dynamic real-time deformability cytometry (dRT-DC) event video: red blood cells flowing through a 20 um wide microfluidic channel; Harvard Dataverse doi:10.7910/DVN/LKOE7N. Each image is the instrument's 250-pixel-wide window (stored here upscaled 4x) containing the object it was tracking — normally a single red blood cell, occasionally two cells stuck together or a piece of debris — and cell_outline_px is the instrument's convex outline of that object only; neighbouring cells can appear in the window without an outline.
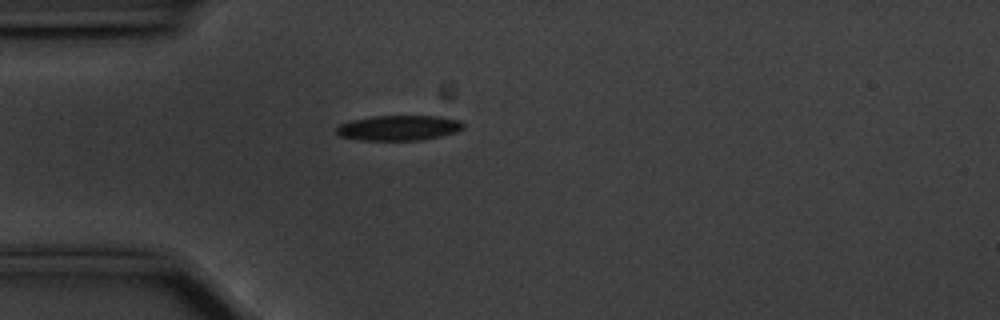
{"species": "common noctule bat (a hibernating species)", "species_latin": "Nyctalus noctula", "temperature_condition": "cold", "stored_images_in_passage": 42, "camera_frame_rate_fps": 3000, "um_per_image_px": 0.085, "animal": {"sex": "male", "body_mass_g": 20.1, "forearm_length_mm": 53.5}, "frame": {"image": 1, "passage_image": 1, "time_ms": 0.0, "image_size_px": [1000, 320], "cell_outline_px": [[464, 128], [456, 132], [440, 136], [420, 140], [360, 140], [340, 136], [336, 132], [336, 128], [340, 124], [352, 120], [372, 116], [440, 116], [460, 120], [464, 124]], "centroid_in_image_um": [33.91, 10.86], "position_along_channel_um": 51.1, "area_um2": 18.61}}
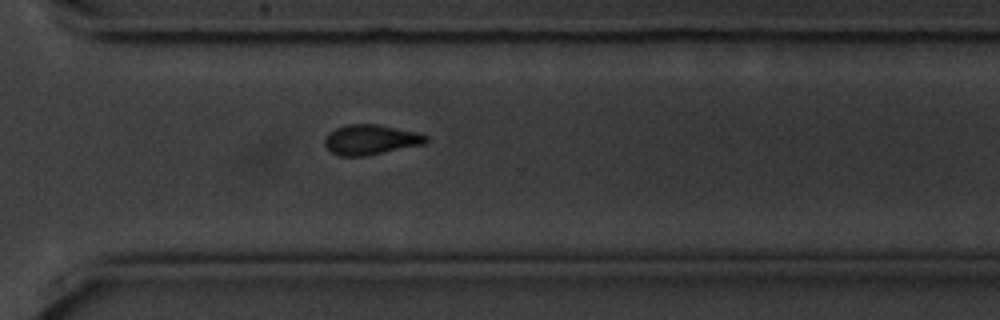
{"frame": {"image": 2, "passage_image": 26, "time_ms": 8.333, "image_size_px": [1000, 320], "cell_outline_px": [[428, 140], [424, 144], [364, 156], [340, 156], [332, 152], [324, 144], [324, 140], [336, 128], [348, 124], [376, 124], [416, 132], [428, 136]], "centroid_in_image_um": [31.52, 11.87], "position_along_channel_um": 339.1, "area_um2": 17.4}}
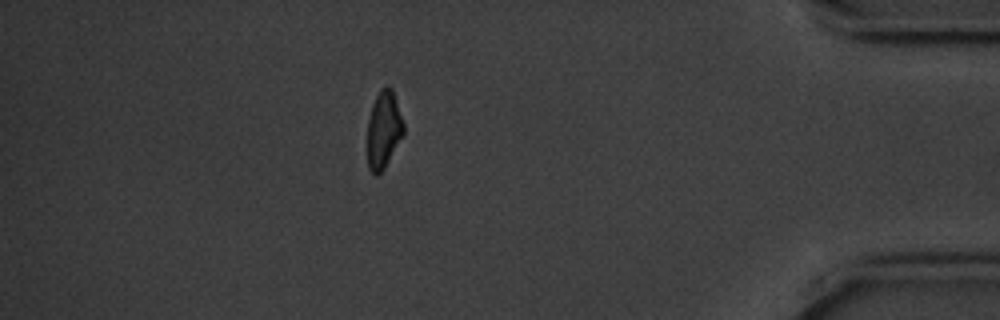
{"frame": {"image": 3, "passage_image": 35, "time_ms": 11.333, "image_size_px": [1000, 320], "cell_outline_px": [[404, 136], [384, 168], [376, 176], [368, 168], [368, 120], [372, 104], [380, 88], [392, 88], [404, 124]], "centroid_in_image_um": [32.62, 11.04], "position_along_channel_um": 402.6, "area_um2": 16.24}, "authors_computed_cell_mechanics": {"area_um2": 17.6579, "velocity_mm_per_s": 3.5576, "shape_relaxation_time_tau1_ms": 2.9037, "shape_relaxation_time_tau2_ms": 6.3211, "deformation_change_tau1": 0.1298, "deformation_change_tau2": 0.1241}}